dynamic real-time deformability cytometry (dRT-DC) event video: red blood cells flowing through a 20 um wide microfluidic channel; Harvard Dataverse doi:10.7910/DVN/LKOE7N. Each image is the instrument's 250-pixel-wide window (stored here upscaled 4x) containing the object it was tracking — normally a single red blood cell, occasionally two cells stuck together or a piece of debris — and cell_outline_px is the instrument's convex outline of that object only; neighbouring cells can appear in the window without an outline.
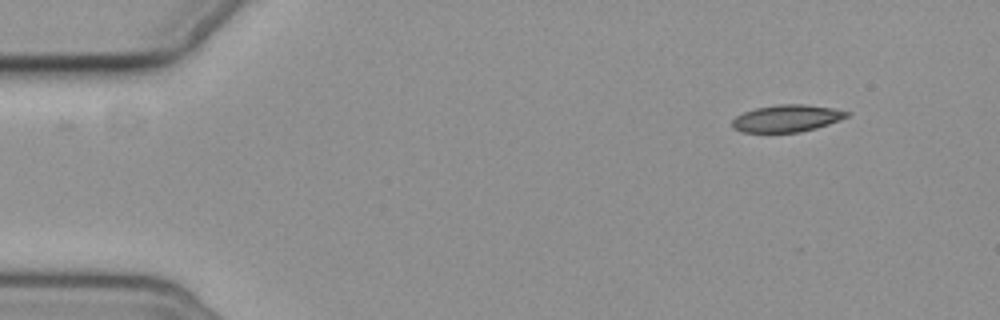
{"species": "common noctule bat (a hibernating species)", "species_latin": "Nyctalus noctula", "temperature_condition": "cold", "stored_images_in_passage": 5, "camera_frame_rate_fps": 3000, "um_per_image_px": 0.085, "animal": {"sex": "female", "body_mass_g": 19.3, "forearm_length_mm": 54.1}, "frame": {"image": 1, "passage_image": 5, "time_ms": 5.0, "image_size_px": [1000, 320], "cell_outline_px": [[852, 112], [848, 116], [828, 124], [816, 128], [800, 132], [740, 132], [732, 128], [732, 120], [736, 116], [744, 112], [756, 108], [776, 104], [804, 104], [832, 108]], "centroid_in_image_um": [66.86, 10.06], "position_along_channel_um": 18.1, "area_um2": 18.09}}